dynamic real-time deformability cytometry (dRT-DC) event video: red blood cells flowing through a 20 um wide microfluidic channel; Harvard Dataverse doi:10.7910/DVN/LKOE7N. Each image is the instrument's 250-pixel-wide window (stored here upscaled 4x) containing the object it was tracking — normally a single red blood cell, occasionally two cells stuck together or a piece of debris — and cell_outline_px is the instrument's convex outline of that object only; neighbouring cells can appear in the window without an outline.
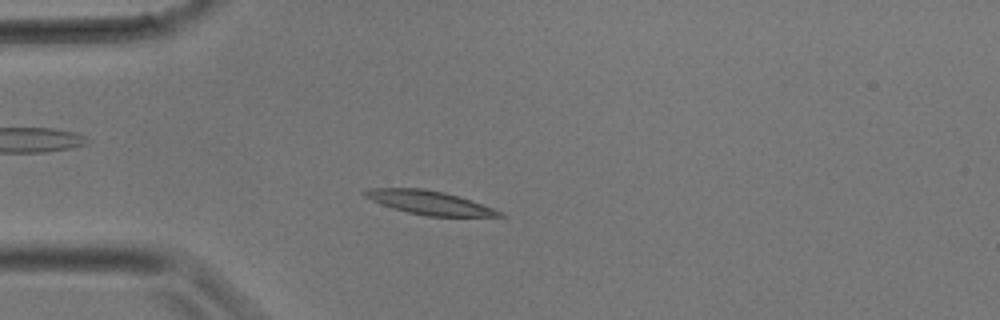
{"species": "common noctule bat (a hibernating species)", "species_latin": "Nyctalus noctula", "temperature_condition": "room temperature", "stored_images_in_passage": 30, "camera_frame_rate_fps": 3000, "um_per_image_px": 0.085, "animal": {"sex": "male", "body_mass_g": 17.9}, "frame": {"image": 1, "passage_image": 6, "time_ms": 1.667, "image_size_px": [1000, 320], "cell_outline_px": [[508, 216], [428, 216], [408, 212], [372, 200], [364, 196], [360, 192], [372, 188], [424, 188], [444, 192], [472, 200], [504, 212]], "centroid_in_image_um": [36.55, 17.21], "position_along_channel_um": 48.5, "area_um2": 18.38}}
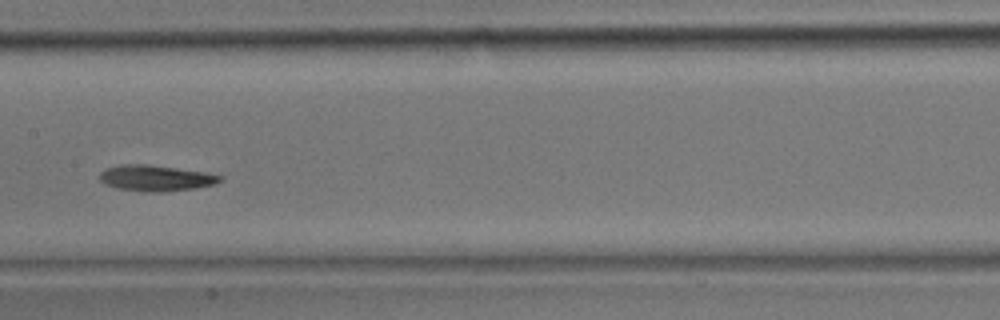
{"frame": {"image": 2, "passage_image": 14, "time_ms": 4.333, "image_size_px": [1000, 320], "cell_outline_px": [[224, 180], [212, 184], [196, 188], [164, 192], [148, 192], [120, 188], [108, 184], [100, 180], [100, 172], [104, 168], [120, 164], [148, 164], [208, 172], [224, 176]], "centroid_in_image_um": [13.29, 15.12], "position_along_channel_um": 194.1, "area_um2": 18.26}}
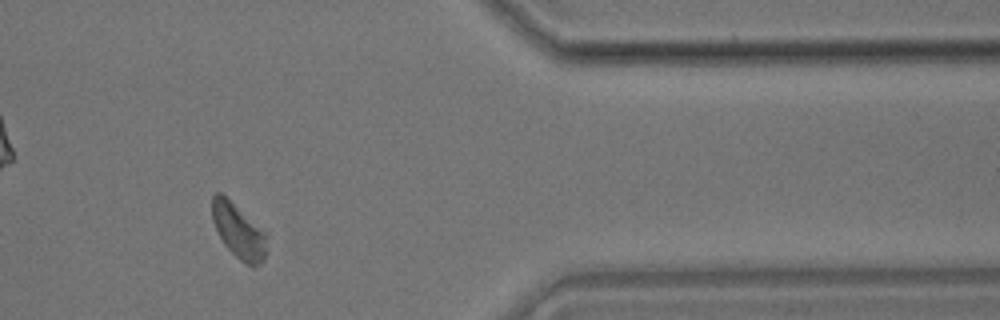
{"frame": {"image": 3, "passage_image": 25, "time_ms": 8.0, "image_size_px": [1000, 320], "cell_outline_px": [[264, 260], [256, 268], [252, 268], [244, 264], [224, 244], [212, 220], [212, 196], [216, 192], [220, 192], [264, 232]], "centroid_in_image_um": [20.23, 19.68], "position_along_channel_um": 391.2, "area_um2": 16.65}}